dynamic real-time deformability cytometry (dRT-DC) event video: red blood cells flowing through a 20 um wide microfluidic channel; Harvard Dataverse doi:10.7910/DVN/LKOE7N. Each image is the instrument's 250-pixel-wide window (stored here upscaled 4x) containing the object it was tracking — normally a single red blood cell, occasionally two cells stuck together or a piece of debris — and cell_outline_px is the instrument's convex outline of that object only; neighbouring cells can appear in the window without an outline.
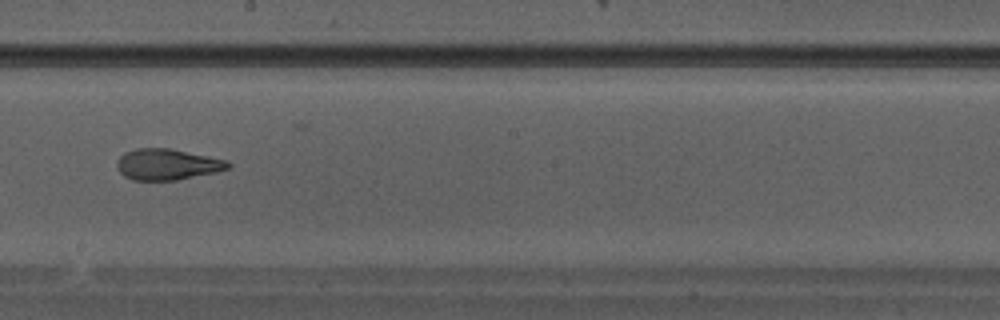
{"species": "Egyptian fruit bat (a non-hibernating species)", "species_latin": "Rousettus aegyptiacus", "temperature_condition": "warm", "stored_images_in_passage": 36, "camera_frame_rate_fps": 3000, "um_per_image_px": 0.085, "animal": {"sex": "male"}, "frame": {"image": 1, "passage_image": 21, "time_ms": 6.667, "image_size_px": [1000, 320], "cell_outline_px": [[232, 164], [228, 168], [216, 172], [176, 180], [132, 180], [124, 176], [120, 172], [116, 164], [116, 160], [124, 152], [136, 148], [172, 148], [228, 160]], "centroid_in_image_um": [14.21, 13.96], "position_along_channel_um": 234.0, "area_um2": 20.29}}